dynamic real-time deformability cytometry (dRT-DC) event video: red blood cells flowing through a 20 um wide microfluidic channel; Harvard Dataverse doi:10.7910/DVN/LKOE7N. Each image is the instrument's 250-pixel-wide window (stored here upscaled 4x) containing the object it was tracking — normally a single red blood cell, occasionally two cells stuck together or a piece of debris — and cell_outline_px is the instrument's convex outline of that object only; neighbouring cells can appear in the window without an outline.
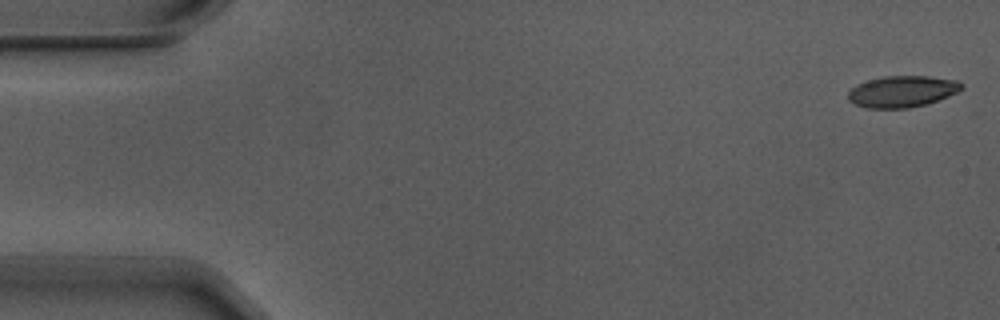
{"species": "Egyptian fruit bat (a non-hibernating species)", "species_latin": "Rousettus aegyptiacus", "temperature_condition": "warm", "stored_images_in_passage": 7, "camera_frame_rate_fps": 3000, "um_per_image_px": 0.085, "animal": {"sex": "male"}, "frame": {"image": 1, "passage_image": 1, "time_ms": 0.0, "image_size_px": [1000, 320], "cell_outline_px": [[964, 88], [948, 96], [924, 104], [908, 108], [868, 108], [856, 104], [848, 100], [848, 92], [856, 84], [868, 80], [884, 76], [928, 76], [956, 80], [964, 84]], "centroid_in_image_um": [76.68, 7.76], "position_along_channel_um": 8.3, "area_um2": 20.63}}